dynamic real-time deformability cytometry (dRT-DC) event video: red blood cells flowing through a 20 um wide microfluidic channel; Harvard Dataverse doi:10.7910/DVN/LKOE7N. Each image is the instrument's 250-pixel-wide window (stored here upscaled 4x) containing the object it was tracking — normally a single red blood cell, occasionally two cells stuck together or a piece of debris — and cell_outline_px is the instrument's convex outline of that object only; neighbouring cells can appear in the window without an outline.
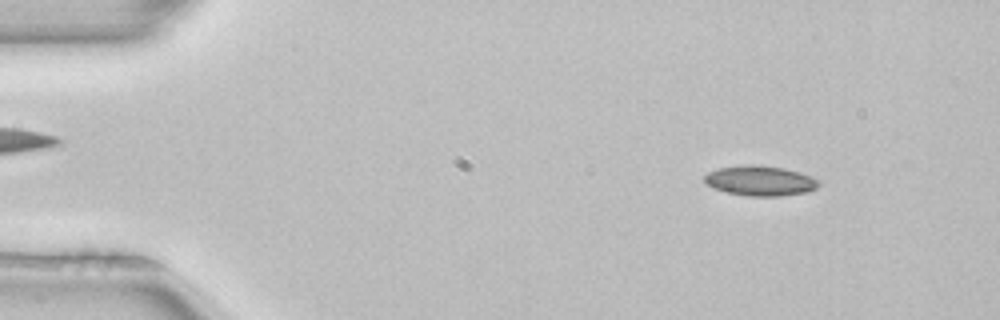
{"species": "common noctule bat (a hibernating species)", "species_latin": "Nyctalus noctula", "temperature_condition": "room temperature", "stored_images_in_passage": 4, "camera_frame_rate_fps": 3000, "um_per_image_px": 0.085, "animal": {"sex": "female", "body_mass_g": 22.7, "forearm_length_mm": 54.2}, "frame": {"image": 1, "passage_image": 2, "time_ms": 0.333, "image_size_px": [1000, 320], "cell_outline_px": [[820, 184], [816, 188], [808, 192], [780, 196], [748, 196], [724, 192], [712, 188], [704, 180], [704, 176], [708, 172], [720, 168], [748, 164], [756, 164], [784, 168], [800, 172], [816, 180]], "centroid_in_image_um": [64.59, 15.37], "position_along_channel_um": 20.4, "area_um2": 20.0}}
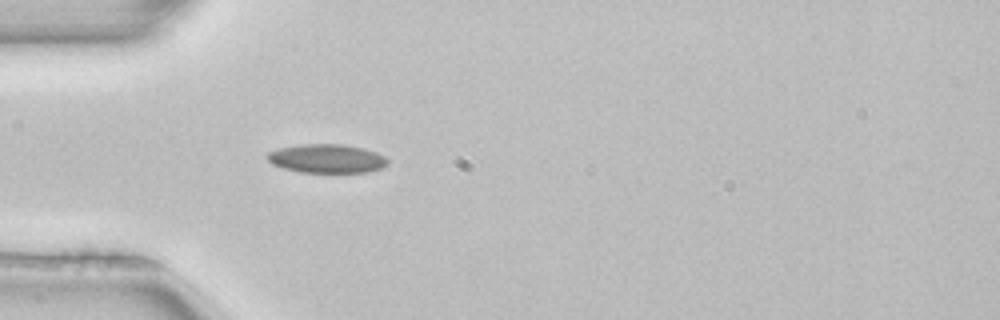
{"frame": {"image": 2, "passage_image": 4, "time_ms": 1.0, "image_size_px": [1000, 320], "cell_outline_px": [[388, 164], [380, 168], [368, 172], [300, 172], [284, 168], [272, 164], [264, 156], [268, 152], [280, 148], [300, 144], [344, 144], [364, 148], [376, 152], [384, 156], [388, 160]], "centroid_in_image_um": [27.77, 13.47], "position_along_channel_um": 57.2, "area_um2": 20.23}}